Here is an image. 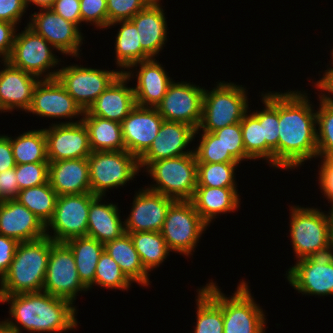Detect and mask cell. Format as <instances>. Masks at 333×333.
<instances>
[{"mask_svg":"<svg viewBox=\"0 0 333 333\" xmlns=\"http://www.w3.org/2000/svg\"><path fill=\"white\" fill-rule=\"evenodd\" d=\"M54 243L47 236L35 241L19 242L10 267L0 281V295L43 291L50 250Z\"/></svg>","mask_w":333,"mask_h":333,"instance_id":"3957f363","label":"cell"},{"mask_svg":"<svg viewBox=\"0 0 333 333\" xmlns=\"http://www.w3.org/2000/svg\"><path fill=\"white\" fill-rule=\"evenodd\" d=\"M103 200L104 196H96L90 203L86 236L105 244L119 238L125 229L118 206Z\"/></svg>","mask_w":333,"mask_h":333,"instance_id":"f1b7e54d","label":"cell"},{"mask_svg":"<svg viewBox=\"0 0 333 333\" xmlns=\"http://www.w3.org/2000/svg\"><path fill=\"white\" fill-rule=\"evenodd\" d=\"M168 73L156 58L136 63L125 72L131 81L134 77L137 80L133 87L137 106L156 108L173 81Z\"/></svg>","mask_w":333,"mask_h":333,"instance_id":"44dd1931","label":"cell"},{"mask_svg":"<svg viewBox=\"0 0 333 333\" xmlns=\"http://www.w3.org/2000/svg\"><path fill=\"white\" fill-rule=\"evenodd\" d=\"M318 165V189L321 190L323 197L327 198L330 204V210L333 211V159L320 161ZM320 166V167H319Z\"/></svg>","mask_w":333,"mask_h":333,"instance_id":"c3c4849f","label":"cell"},{"mask_svg":"<svg viewBox=\"0 0 333 333\" xmlns=\"http://www.w3.org/2000/svg\"><path fill=\"white\" fill-rule=\"evenodd\" d=\"M154 0H107L108 25L121 20H131Z\"/></svg>","mask_w":333,"mask_h":333,"instance_id":"bcb514c9","label":"cell"},{"mask_svg":"<svg viewBox=\"0 0 333 333\" xmlns=\"http://www.w3.org/2000/svg\"><path fill=\"white\" fill-rule=\"evenodd\" d=\"M24 29L16 33L7 61L12 66L34 75L40 80L56 78L59 68L54 67L57 65L59 67L62 65L60 62H64L54 54L56 53L54 51L57 50H54L55 48L45 38L28 26H25Z\"/></svg>","mask_w":333,"mask_h":333,"instance_id":"ba28073f","label":"cell"},{"mask_svg":"<svg viewBox=\"0 0 333 333\" xmlns=\"http://www.w3.org/2000/svg\"><path fill=\"white\" fill-rule=\"evenodd\" d=\"M195 129L182 122L163 121V124L149 149L139 158L140 170L154 161L175 158L193 153L186 149L194 141Z\"/></svg>","mask_w":333,"mask_h":333,"instance_id":"ffe728a7","label":"cell"},{"mask_svg":"<svg viewBox=\"0 0 333 333\" xmlns=\"http://www.w3.org/2000/svg\"><path fill=\"white\" fill-rule=\"evenodd\" d=\"M248 284L240 281L229 297L212 279L201 287L222 308L223 333H266L265 312L255 301Z\"/></svg>","mask_w":333,"mask_h":333,"instance_id":"5b68a950","label":"cell"},{"mask_svg":"<svg viewBox=\"0 0 333 333\" xmlns=\"http://www.w3.org/2000/svg\"><path fill=\"white\" fill-rule=\"evenodd\" d=\"M27 113H32L38 117L69 119V121H56L52 124H70L82 120L84 111L68 94L57 78L42 79L35 86L32 102ZM81 118L73 120L74 118ZM71 119V120H70Z\"/></svg>","mask_w":333,"mask_h":333,"instance_id":"e0dca14e","label":"cell"},{"mask_svg":"<svg viewBox=\"0 0 333 333\" xmlns=\"http://www.w3.org/2000/svg\"><path fill=\"white\" fill-rule=\"evenodd\" d=\"M48 181L58 196L91 192L88 159L49 161Z\"/></svg>","mask_w":333,"mask_h":333,"instance_id":"4316f807","label":"cell"},{"mask_svg":"<svg viewBox=\"0 0 333 333\" xmlns=\"http://www.w3.org/2000/svg\"><path fill=\"white\" fill-rule=\"evenodd\" d=\"M332 252H333V234H332Z\"/></svg>","mask_w":333,"mask_h":333,"instance_id":"6125c7cd","label":"cell"},{"mask_svg":"<svg viewBox=\"0 0 333 333\" xmlns=\"http://www.w3.org/2000/svg\"><path fill=\"white\" fill-rule=\"evenodd\" d=\"M82 23H90L97 29L108 27L107 0H80Z\"/></svg>","mask_w":333,"mask_h":333,"instance_id":"7dc6e473","label":"cell"},{"mask_svg":"<svg viewBox=\"0 0 333 333\" xmlns=\"http://www.w3.org/2000/svg\"><path fill=\"white\" fill-rule=\"evenodd\" d=\"M15 172L20 190L40 186L48 182L49 162L16 165Z\"/></svg>","mask_w":333,"mask_h":333,"instance_id":"f6af8a7d","label":"cell"},{"mask_svg":"<svg viewBox=\"0 0 333 333\" xmlns=\"http://www.w3.org/2000/svg\"><path fill=\"white\" fill-rule=\"evenodd\" d=\"M18 25L0 21V58L7 60L11 54ZM18 29V30H17Z\"/></svg>","mask_w":333,"mask_h":333,"instance_id":"816d5d0a","label":"cell"},{"mask_svg":"<svg viewBox=\"0 0 333 333\" xmlns=\"http://www.w3.org/2000/svg\"><path fill=\"white\" fill-rule=\"evenodd\" d=\"M161 0L152 1L131 21L135 24L142 49L151 57L159 56L167 43V18Z\"/></svg>","mask_w":333,"mask_h":333,"instance_id":"484cf974","label":"cell"},{"mask_svg":"<svg viewBox=\"0 0 333 333\" xmlns=\"http://www.w3.org/2000/svg\"><path fill=\"white\" fill-rule=\"evenodd\" d=\"M330 53H331V56H332V58H331V59H332V60H331V61H332L331 64H332V66H333V48H332V50L330 51Z\"/></svg>","mask_w":333,"mask_h":333,"instance_id":"94428289","label":"cell"},{"mask_svg":"<svg viewBox=\"0 0 333 333\" xmlns=\"http://www.w3.org/2000/svg\"><path fill=\"white\" fill-rule=\"evenodd\" d=\"M196 292V324L192 332L223 333L222 308L201 287Z\"/></svg>","mask_w":333,"mask_h":333,"instance_id":"74e56055","label":"cell"},{"mask_svg":"<svg viewBox=\"0 0 333 333\" xmlns=\"http://www.w3.org/2000/svg\"><path fill=\"white\" fill-rule=\"evenodd\" d=\"M132 283L112 257L103 251L96 266L94 283L88 290L96 285L104 289L128 291Z\"/></svg>","mask_w":333,"mask_h":333,"instance_id":"ab89813d","label":"cell"},{"mask_svg":"<svg viewBox=\"0 0 333 333\" xmlns=\"http://www.w3.org/2000/svg\"><path fill=\"white\" fill-rule=\"evenodd\" d=\"M197 134L201 135L198 146L196 145V148L193 149L197 163L239 162L229 151L225 150L216 135L205 131H195L194 141Z\"/></svg>","mask_w":333,"mask_h":333,"instance_id":"7bdbcfd3","label":"cell"},{"mask_svg":"<svg viewBox=\"0 0 333 333\" xmlns=\"http://www.w3.org/2000/svg\"><path fill=\"white\" fill-rule=\"evenodd\" d=\"M16 167L12 152L11 142L8 135L0 134V173Z\"/></svg>","mask_w":333,"mask_h":333,"instance_id":"9f6ffc18","label":"cell"},{"mask_svg":"<svg viewBox=\"0 0 333 333\" xmlns=\"http://www.w3.org/2000/svg\"><path fill=\"white\" fill-rule=\"evenodd\" d=\"M16 178L15 168L0 173V190L6 200L15 199L20 191Z\"/></svg>","mask_w":333,"mask_h":333,"instance_id":"11a10c76","label":"cell"},{"mask_svg":"<svg viewBox=\"0 0 333 333\" xmlns=\"http://www.w3.org/2000/svg\"><path fill=\"white\" fill-rule=\"evenodd\" d=\"M306 92H279L278 169L295 170L318 159L316 110Z\"/></svg>","mask_w":333,"mask_h":333,"instance_id":"6da1fadb","label":"cell"},{"mask_svg":"<svg viewBox=\"0 0 333 333\" xmlns=\"http://www.w3.org/2000/svg\"><path fill=\"white\" fill-rule=\"evenodd\" d=\"M129 235L141 263L148 273L160 267L170 255L171 251L168 249L161 232H135L129 233Z\"/></svg>","mask_w":333,"mask_h":333,"instance_id":"e575fe53","label":"cell"},{"mask_svg":"<svg viewBox=\"0 0 333 333\" xmlns=\"http://www.w3.org/2000/svg\"><path fill=\"white\" fill-rule=\"evenodd\" d=\"M119 25L115 36V63L121 73H125L132 65L152 59L141 47L138 30L131 20L116 21L107 29ZM121 25V26H120Z\"/></svg>","mask_w":333,"mask_h":333,"instance_id":"4dcf8cb0","label":"cell"},{"mask_svg":"<svg viewBox=\"0 0 333 333\" xmlns=\"http://www.w3.org/2000/svg\"><path fill=\"white\" fill-rule=\"evenodd\" d=\"M236 84L217 81L212 90H204L201 122L195 131L213 133L242 121L249 111L248 90L244 85Z\"/></svg>","mask_w":333,"mask_h":333,"instance_id":"8992f818","label":"cell"},{"mask_svg":"<svg viewBox=\"0 0 333 333\" xmlns=\"http://www.w3.org/2000/svg\"><path fill=\"white\" fill-rule=\"evenodd\" d=\"M9 138L16 165L49 162L44 128L28 130Z\"/></svg>","mask_w":333,"mask_h":333,"instance_id":"d590c367","label":"cell"},{"mask_svg":"<svg viewBox=\"0 0 333 333\" xmlns=\"http://www.w3.org/2000/svg\"><path fill=\"white\" fill-rule=\"evenodd\" d=\"M18 244L16 239L0 235V281L10 267Z\"/></svg>","mask_w":333,"mask_h":333,"instance_id":"f5cc1de1","label":"cell"},{"mask_svg":"<svg viewBox=\"0 0 333 333\" xmlns=\"http://www.w3.org/2000/svg\"><path fill=\"white\" fill-rule=\"evenodd\" d=\"M208 226L190 200H176L167 211L161 234L171 252L191 257Z\"/></svg>","mask_w":333,"mask_h":333,"instance_id":"30bf717a","label":"cell"},{"mask_svg":"<svg viewBox=\"0 0 333 333\" xmlns=\"http://www.w3.org/2000/svg\"><path fill=\"white\" fill-rule=\"evenodd\" d=\"M262 91V111L252 113L262 122L263 139L267 143V163L278 169V139H279V92Z\"/></svg>","mask_w":333,"mask_h":333,"instance_id":"d6a6232c","label":"cell"},{"mask_svg":"<svg viewBox=\"0 0 333 333\" xmlns=\"http://www.w3.org/2000/svg\"><path fill=\"white\" fill-rule=\"evenodd\" d=\"M240 195L237 187H207L197 186L190 200L200 217L209 225L215 218L223 214L238 211ZM213 221V222H212Z\"/></svg>","mask_w":333,"mask_h":333,"instance_id":"83f0119b","label":"cell"},{"mask_svg":"<svg viewBox=\"0 0 333 333\" xmlns=\"http://www.w3.org/2000/svg\"><path fill=\"white\" fill-rule=\"evenodd\" d=\"M118 70H102L72 64L61 66L56 78L80 108L86 111L121 74Z\"/></svg>","mask_w":333,"mask_h":333,"instance_id":"8fae6325","label":"cell"},{"mask_svg":"<svg viewBox=\"0 0 333 333\" xmlns=\"http://www.w3.org/2000/svg\"><path fill=\"white\" fill-rule=\"evenodd\" d=\"M26 10L25 0H0V21L19 26Z\"/></svg>","mask_w":333,"mask_h":333,"instance_id":"f907efd6","label":"cell"},{"mask_svg":"<svg viewBox=\"0 0 333 333\" xmlns=\"http://www.w3.org/2000/svg\"><path fill=\"white\" fill-rule=\"evenodd\" d=\"M50 8L65 20L76 24L79 28L82 26L80 0H55Z\"/></svg>","mask_w":333,"mask_h":333,"instance_id":"681fc988","label":"cell"},{"mask_svg":"<svg viewBox=\"0 0 333 333\" xmlns=\"http://www.w3.org/2000/svg\"><path fill=\"white\" fill-rule=\"evenodd\" d=\"M29 18L27 26L45 38L57 52L80 59V48L85 38L81 28L65 20L51 8H39Z\"/></svg>","mask_w":333,"mask_h":333,"instance_id":"9a60e30c","label":"cell"},{"mask_svg":"<svg viewBox=\"0 0 333 333\" xmlns=\"http://www.w3.org/2000/svg\"><path fill=\"white\" fill-rule=\"evenodd\" d=\"M320 210L299 205L289 208V237L296 260L332 252L333 211Z\"/></svg>","mask_w":333,"mask_h":333,"instance_id":"277c9868","label":"cell"},{"mask_svg":"<svg viewBox=\"0 0 333 333\" xmlns=\"http://www.w3.org/2000/svg\"><path fill=\"white\" fill-rule=\"evenodd\" d=\"M163 121L156 108L136 105L121 122L125 150L139 159L152 145Z\"/></svg>","mask_w":333,"mask_h":333,"instance_id":"7402d4cb","label":"cell"},{"mask_svg":"<svg viewBox=\"0 0 333 333\" xmlns=\"http://www.w3.org/2000/svg\"><path fill=\"white\" fill-rule=\"evenodd\" d=\"M0 235L28 242L46 236V226L23 204L8 199L0 204Z\"/></svg>","mask_w":333,"mask_h":333,"instance_id":"cb8c5ba5","label":"cell"},{"mask_svg":"<svg viewBox=\"0 0 333 333\" xmlns=\"http://www.w3.org/2000/svg\"><path fill=\"white\" fill-rule=\"evenodd\" d=\"M5 201H6V199L2 196V193H1V190H0V204H2Z\"/></svg>","mask_w":333,"mask_h":333,"instance_id":"91938a15","label":"cell"},{"mask_svg":"<svg viewBox=\"0 0 333 333\" xmlns=\"http://www.w3.org/2000/svg\"><path fill=\"white\" fill-rule=\"evenodd\" d=\"M81 121L87 128L92 152L125 150L121 123L89 115L86 111Z\"/></svg>","mask_w":333,"mask_h":333,"instance_id":"1f68e13d","label":"cell"},{"mask_svg":"<svg viewBox=\"0 0 333 333\" xmlns=\"http://www.w3.org/2000/svg\"><path fill=\"white\" fill-rule=\"evenodd\" d=\"M64 243L73 253L80 280L89 288L94 283L96 266L104 251V244L88 236L74 237Z\"/></svg>","mask_w":333,"mask_h":333,"instance_id":"836d02e7","label":"cell"},{"mask_svg":"<svg viewBox=\"0 0 333 333\" xmlns=\"http://www.w3.org/2000/svg\"><path fill=\"white\" fill-rule=\"evenodd\" d=\"M57 197L48 181L40 186L20 190L15 200L33 212L46 226L54 215Z\"/></svg>","mask_w":333,"mask_h":333,"instance_id":"8d00e7d4","label":"cell"},{"mask_svg":"<svg viewBox=\"0 0 333 333\" xmlns=\"http://www.w3.org/2000/svg\"><path fill=\"white\" fill-rule=\"evenodd\" d=\"M8 303L10 318L2 322L15 333H65L78 327L77 307L66 299L43 291L16 295H0V303Z\"/></svg>","mask_w":333,"mask_h":333,"instance_id":"7a4b0ae2","label":"cell"},{"mask_svg":"<svg viewBox=\"0 0 333 333\" xmlns=\"http://www.w3.org/2000/svg\"><path fill=\"white\" fill-rule=\"evenodd\" d=\"M86 291L88 288L78 276L72 251L64 242H55L50 250L43 292L75 304L78 294Z\"/></svg>","mask_w":333,"mask_h":333,"instance_id":"4fadbf2b","label":"cell"},{"mask_svg":"<svg viewBox=\"0 0 333 333\" xmlns=\"http://www.w3.org/2000/svg\"><path fill=\"white\" fill-rule=\"evenodd\" d=\"M204 90L205 87L193 82L174 80L156 109L164 120L182 122L197 130L202 117Z\"/></svg>","mask_w":333,"mask_h":333,"instance_id":"5bb4252c","label":"cell"},{"mask_svg":"<svg viewBox=\"0 0 333 333\" xmlns=\"http://www.w3.org/2000/svg\"><path fill=\"white\" fill-rule=\"evenodd\" d=\"M317 100V157L324 161L333 159V105Z\"/></svg>","mask_w":333,"mask_h":333,"instance_id":"b9f144b4","label":"cell"},{"mask_svg":"<svg viewBox=\"0 0 333 333\" xmlns=\"http://www.w3.org/2000/svg\"><path fill=\"white\" fill-rule=\"evenodd\" d=\"M129 82L126 74L121 73L86 112L121 123L136 106L133 86L127 85Z\"/></svg>","mask_w":333,"mask_h":333,"instance_id":"d4e9b609","label":"cell"},{"mask_svg":"<svg viewBox=\"0 0 333 333\" xmlns=\"http://www.w3.org/2000/svg\"><path fill=\"white\" fill-rule=\"evenodd\" d=\"M91 193L106 196L107 191L127 185L141 172L139 159L126 150L97 151L88 156Z\"/></svg>","mask_w":333,"mask_h":333,"instance_id":"9c48e42d","label":"cell"},{"mask_svg":"<svg viewBox=\"0 0 333 333\" xmlns=\"http://www.w3.org/2000/svg\"><path fill=\"white\" fill-rule=\"evenodd\" d=\"M153 180L147 189L175 200H191L197 187V161L191 154L152 162L145 170Z\"/></svg>","mask_w":333,"mask_h":333,"instance_id":"52a82bcc","label":"cell"},{"mask_svg":"<svg viewBox=\"0 0 333 333\" xmlns=\"http://www.w3.org/2000/svg\"><path fill=\"white\" fill-rule=\"evenodd\" d=\"M242 138L246 154L252 159L266 160L267 143L263 139L262 122L249 110L241 121Z\"/></svg>","mask_w":333,"mask_h":333,"instance_id":"60d3db41","label":"cell"},{"mask_svg":"<svg viewBox=\"0 0 333 333\" xmlns=\"http://www.w3.org/2000/svg\"><path fill=\"white\" fill-rule=\"evenodd\" d=\"M55 0H25L26 7L35 5L38 8H50Z\"/></svg>","mask_w":333,"mask_h":333,"instance_id":"6f0895ef","label":"cell"},{"mask_svg":"<svg viewBox=\"0 0 333 333\" xmlns=\"http://www.w3.org/2000/svg\"><path fill=\"white\" fill-rule=\"evenodd\" d=\"M284 275L302 296H333V252L297 260Z\"/></svg>","mask_w":333,"mask_h":333,"instance_id":"2e32d148","label":"cell"},{"mask_svg":"<svg viewBox=\"0 0 333 333\" xmlns=\"http://www.w3.org/2000/svg\"><path fill=\"white\" fill-rule=\"evenodd\" d=\"M0 62L4 66L0 70V113L15 109L27 112L40 79L12 66L7 60L0 59Z\"/></svg>","mask_w":333,"mask_h":333,"instance_id":"603a6c76","label":"cell"},{"mask_svg":"<svg viewBox=\"0 0 333 333\" xmlns=\"http://www.w3.org/2000/svg\"><path fill=\"white\" fill-rule=\"evenodd\" d=\"M0 333H15L12 329L0 321Z\"/></svg>","mask_w":333,"mask_h":333,"instance_id":"680465c9","label":"cell"},{"mask_svg":"<svg viewBox=\"0 0 333 333\" xmlns=\"http://www.w3.org/2000/svg\"><path fill=\"white\" fill-rule=\"evenodd\" d=\"M95 197L91 192L58 196L54 215L46 225V236L54 242L86 236L89 207Z\"/></svg>","mask_w":333,"mask_h":333,"instance_id":"7c38bea8","label":"cell"},{"mask_svg":"<svg viewBox=\"0 0 333 333\" xmlns=\"http://www.w3.org/2000/svg\"><path fill=\"white\" fill-rule=\"evenodd\" d=\"M312 83H314V87L320 93L317 94L319 100L333 105V66H329L327 70L323 71V76Z\"/></svg>","mask_w":333,"mask_h":333,"instance_id":"db71d44e","label":"cell"},{"mask_svg":"<svg viewBox=\"0 0 333 333\" xmlns=\"http://www.w3.org/2000/svg\"><path fill=\"white\" fill-rule=\"evenodd\" d=\"M104 251L112 257L133 283L143 287L151 285L150 274L143 267L129 233L125 232L119 238L105 243Z\"/></svg>","mask_w":333,"mask_h":333,"instance_id":"f546056e","label":"cell"},{"mask_svg":"<svg viewBox=\"0 0 333 333\" xmlns=\"http://www.w3.org/2000/svg\"><path fill=\"white\" fill-rule=\"evenodd\" d=\"M48 161L88 158L91 154L86 126L82 121L50 124L44 128Z\"/></svg>","mask_w":333,"mask_h":333,"instance_id":"d6986e66","label":"cell"},{"mask_svg":"<svg viewBox=\"0 0 333 333\" xmlns=\"http://www.w3.org/2000/svg\"><path fill=\"white\" fill-rule=\"evenodd\" d=\"M176 200L147 189L135 192L130 214L124 219L126 233L161 232L167 211Z\"/></svg>","mask_w":333,"mask_h":333,"instance_id":"ac0fdd59","label":"cell"},{"mask_svg":"<svg viewBox=\"0 0 333 333\" xmlns=\"http://www.w3.org/2000/svg\"><path fill=\"white\" fill-rule=\"evenodd\" d=\"M226 151H229L240 163L252 160L245 151L242 138L241 122L234 123L213 132Z\"/></svg>","mask_w":333,"mask_h":333,"instance_id":"ee69618b","label":"cell"},{"mask_svg":"<svg viewBox=\"0 0 333 333\" xmlns=\"http://www.w3.org/2000/svg\"><path fill=\"white\" fill-rule=\"evenodd\" d=\"M239 164L241 163H197V186L238 187L235 171Z\"/></svg>","mask_w":333,"mask_h":333,"instance_id":"f35d334b","label":"cell"}]
</instances>
